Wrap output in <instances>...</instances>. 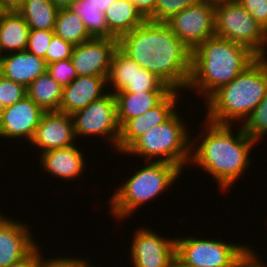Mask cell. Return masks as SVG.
<instances>
[{"label":"cell","instance_id":"obj_1","mask_svg":"<svg viewBox=\"0 0 267 267\" xmlns=\"http://www.w3.org/2000/svg\"><path fill=\"white\" fill-rule=\"evenodd\" d=\"M118 48L171 89L185 92L191 73V51L166 23L146 20L120 37Z\"/></svg>","mask_w":267,"mask_h":267},{"label":"cell","instance_id":"obj_2","mask_svg":"<svg viewBox=\"0 0 267 267\" xmlns=\"http://www.w3.org/2000/svg\"><path fill=\"white\" fill-rule=\"evenodd\" d=\"M203 124L200 125L204 126L201 133L198 131V136L191 138L189 165L209 173L224 193L245 176L244 172L253 162L250 151L257 142L244 132L242 126L234 133L235 125L214 124L206 119Z\"/></svg>","mask_w":267,"mask_h":267},{"label":"cell","instance_id":"obj_3","mask_svg":"<svg viewBox=\"0 0 267 267\" xmlns=\"http://www.w3.org/2000/svg\"><path fill=\"white\" fill-rule=\"evenodd\" d=\"M257 56L247 47L217 35L191 51V73L185 91L193 90L206 101L233 81Z\"/></svg>","mask_w":267,"mask_h":267},{"label":"cell","instance_id":"obj_4","mask_svg":"<svg viewBox=\"0 0 267 267\" xmlns=\"http://www.w3.org/2000/svg\"><path fill=\"white\" fill-rule=\"evenodd\" d=\"M266 93L267 62L257 57L233 81L219 88L205 101V118L214 124L241 125Z\"/></svg>","mask_w":267,"mask_h":267},{"label":"cell","instance_id":"obj_5","mask_svg":"<svg viewBox=\"0 0 267 267\" xmlns=\"http://www.w3.org/2000/svg\"><path fill=\"white\" fill-rule=\"evenodd\" d=\"M131 177L126 178L109 199L110 214L115 221H124L138 208L169 191L183 172L178 166L160 161H145ZM142 206V207H141Z\"/></svg>","mask_w":267,"mask_h":267},{"label":"cell","instance_id":"obj_6","mask_svg":"<svg viewBox=\"0 0 267 267\" xmlns=\"http://www.w3.org/2000/svg\"><path fill=\"white\" fill-rule=\"evenodd\" d=\"M179 112L176 111L163 124L150 128L123 154L145 157L144 161L174 164L184 171L190 162L192 136L189 134L193 135V132L189 133V122H184Z\"/></svg>","mask_w":267,"mask_h":267},{"label":"cell","instance_id":"obj_7","mask_svg":"<svg viewBox=\"0 0 267 267\" xmlns=\"http://www.w3.org/2000/svg\"><path fill=\"white\" fill-rule=\"evenodd\" d=\"M215 35L247 47L257 57L267 47V32L237 0H216Z\"/></svg>","mask_w":267,"mask_h":267},{"label":"cell","instance_id":"obj_8","mask_svg":"<svg viewBox=\"0 0 267 267\" xmlns=\"http://www.w3.org/2000/svg\"><path fill=\"white\" fill-rule=\"evenodd\" d=\"M196 237H176V254L184 262L196 267H233L236 260L249 247L244 243H227L220 238L215 240L210 237Z\"/></svg>","mask_w":267,"mask_h":267},{"label":"cell","instance_id":"obj_9","mask_svg":"<svg viewBox=\"0 0 267 267\" xmlns=\"http://www.w3.org/2000/svg\"><path fill=\"white\" fill-rule=\"evenodd\" d=\"M71 117L76 139L91 136H101L104 139L106 137L105 140L109 142L111 149L117 153L120 126L117 119L116 98L113 93L108 92L84 109L73 113Z\"/></svg>","mask_w":267,"mask_h":267},{"label":"cell","instance_id":"obj_10","mask_svg":"<svg viewBox=\"0 0 267 267\" xmlns=\"http://www.w3.org/2000/svg\"><path fill=\"white\" fill-rule=\"evenodd\" d=\"M215 0H202L175 14L166 24L190 51L215 35Z\"/></svg>","mask_w":267,"mask_h":267},{"label":"cell","instance_id":"obj_11","mask_svg":"<svg viewBox=\"0 0 267 267\" xmlns=\"http://www.w3.org/2000/svg\"><path fill=\"white\" fill-rule=\"evenodd\" d=\"M135 229L130 248L133 267H171L176 255V237H165L149 227Z\"/></svg>","mask_w":267,"mask_h":267},{"label":"cell","instance_id":"obj_12","mask_svg":"<svg viewBox=\"0 0 267 267\" xmlns=\"http://www.w3.org/2000/svg\"><path fill=\"white\" fill-rule=\"evenodd\" d=\"M117 38H92L73 47L71 61L77 76L108 77Z\"/></svg>","mask_w":267,"mask_h":267},{"label":"cell","instance_id":"obj_13","mask_svg":"<svg viewBox=\"0 0 267 267\" xmlns=\"http://www.w3.org/2000/svg\"><path fill=\"white\" fill-rule=\"evenodd\" d=\"M181 94L182 91L172 90L157 106L138 117L128 120L120 128V136L117 145L118 154L123 155L140 136L146 133L150 128L163 124L179 110L178 99H180L179 96H181Z\"/></svg>","mask_w":267,"mask_h":267},{"label":"cell","instance_id":"obj_14","mask_svg":"<svg viewBox=\"0 0 267 267\" xmlns=\"http://www.w3.org/2000/svg\"><path fill=\"white\" fill-rule=\"evenodd\" d=\"M45 111L28 96L4 109L0 120V139H24L31 142Z\"/></svg>","mask_w":267,"mask_h":267},{"label":"cell","instance_id":"obj_15","mask_svg":"<svg viewBox=\"0 0 267 267\" xmlns=\"http://www.w3.org/2000/svg\"><path fill=\"white\" fill-rule=\"evenodd\" d=\"M73 120L71 115L59 111L45 112L36 128L35 134L28 144L38 147L42 154L76 144Z\"/></svg>","mask_w":267,"mask_h":267},{"label":"cell","instance_id":"obj_16","mask_svg":"<svg viewBox=\"0 0 267 267\" xmlns=\"http://www.w3.org/2000/svg\"><path fill=\"white\" fill-rule=\"evenodd\" d=\"M34 236L27 223L4 215L0 219V267H10L27 256L38 245Z\"/></svg>","mask_w":267,"mask_h":267},{"label":"cell","instance_id":"obj_17","mask_svg":"<svg viewBox=\"0 0 267 267\" xmlns=\"http://www.w3.org/2000/svg\"><path fill=\"white\" fill-rule=\"evenodd\" d=\"M105 90V91H104ZM107 91V92H106ZM108 93L107 78L103 76H77L63 87L59 112L72 115Z\"/></svg>","mask_w":267,"mask_h":267},{"label":"cell","instance_id":"obj_18","mask_svg":"<svg viewBox=\"0 0 267 267\" xmlns=\"http://www.w3.org/2000/svg\"><path fill=\"white\" fill-rule=\"evenodd\" d=\"M77 144L39 154L40 166L51 176L64 181L77 180L85 172L86 156Z\"/></svg>","mask_w":267,"mask_h":267},{"label":"cell","instance_id":"obj_19","mask_svg":"<svg viewBox=\"0 0 267 267\" xmlns=\"http://www.w3.org/2000/svg\"><path fill=\"white\" fill-rule=\"evenodd\" d=\"M47 63L28 51L4 54L0 62V74L24 85L26 88L47 71Z\"/></svg>","mask_w":267,"mask_h":267},{"label":"cell","instance_id":"obj_20","mask_svg":"<svg viewBox=\"0 0 267 267\" xmlns=\"http://www.w3.org/2000/svg\"><path fill=\"white\" fill-rule=\"evenodd\" d=\"M171 91H146L139 93H115L117 119L120 128L130 119L157 106Z\"/></svg>","mask_w":267,"mask_h":267},{"label":"cell","instance_id":"obj_21","mask_svg":"<svg viewBox=\"0 0 267 267\" xmlns=\"http://www.w3.org/2000/svg\"><path fill=\"white\" fill-rule=\"evenodd\" d=\"M110 38L119 39L147 19L131 0H116L104 12Z\"/></svg>","mask_w":267,"mask_h":267},{"label":"cell","instance_id":"obj_22","mask_svg":"<svg viewBox=\"0 0 267 267\" xmlns=\"http://www.w3.org/2000/svg\"><path fill=\"white\" fill-rule=\"evenodd\" d=\"M30 30L17 11H0V47L3 54L25 51Z\"/></svg>","mask_w":267,"mask_h":267},{"label":"cell","instance_id":"obj_23","mask_svg":"<svg viewBox=\"0 0 267 267\" xmlns=\"http://www.w3.org/2000/svg\"><path fill=\"white\" fill-rule=\"evenodd\" d=\"M63 87L46 71L27 87V96L45 112L58 111Z\"/></svg>","mask_w":267,"mask_h":267},{"label":"cell","instance_id":"obj_24","mask_svg":"<svg viewBox=\"0 0 267 267\" xmlns=\"http://www.w3.org/2000/svg\"><path fill=\"white\" fill-rule=\"evenodd\" d=\"M58 11L50 0H25L17 10L31 30H54Z\"/></svg>","mask_w":267,"mask_h":267},{"label":"cell","instance_id":"obj_25","mask_svg":"<svg viewBox=\"0 0 267 267\" xmlns=\"http://www.w3.org/2000/svg\"><path fill=\"white\" fill-rule=\"evenodd\" d=\"M54 34L64 41L77 46L92 39L81 17L74 14L70 8L59 9Z\"/></svg>","mask_w":267,"mask_h":267},{"label":"cell","instance_id":"obj_26","mask_svg":"<svg viewBox=\"0 0 267 267\" xmlns=\"http://www.w3.org/2000/svg\"><path fill=\"white\" fill-rule=\"evenodd\" d=\"M133 76V59L129 58L119 48L112 54L107 86L110 93L122 91L130 84ZM113 87V88H112Z\"/></svg>","mask_w":267,"mask_h":267},{"label":"cell","instance_id":"obj_27","mask_svg":"<svg viewBox=\"0 0 267 267\" xmlns=\"http://www.w3.org/2000/svg\"><path fill=\"white\" fill-rule=\"evenodd\" d=\"M70 9L81 17L92 38H110L105 15L98 8L93 5H83V0H76Z\"/></svg>","mask_w":267,"mask_h":267},{"label":"cell","instance_id":"obj_28","mask_svg":"<svg viewBox=\"0 0 267 267\" xmlns=\"http://www.w3.org/2000/svg\"><path fill=\"white\" fill-rule=\"evenodd\" d=\"M155 73L143 69L133 60V76L130 84L117 93H139L146 91H172Z\"/></svg>","mask_w":267,"mask_h":267},{"label":"cell","instance_id":"obj_29","mask_svg":"<svg viewBox=\"0 0 267 267\" xmlns=\"http://www.w3.org/2000/svg\"><path fill=\"white\" fill-rule=\"evenodd\" d=\"M241 126L244 132L257 143L264 139L263 136L267 135V93Z\"/></svg>","mask_w":267,"mask_h":267},{"label":"cell","instance_id":"obj_30","mask_svg":"<svg viewBox=\"0 0 267 267\" xmlns=\"http://www.w3.org/2000/svg\"><path fill=\"white\" fill-rule=\"evenodd\" d=\"M202 0H157L155 11L147 18V20L156 23H166L175 14L183 9L196 5Z\"/></svg>","mask_w":267,"mask_h":267},{"label":"cell","instance_id":"obj_31","mask_svg":"<svg viewBox=\"0 0 267 267\" xmlns=\"http://www.w3.org/2000/svg\"><path fill=\"white\" fill-rule=\"evenodd\" d=\"M27 96V88L0 74V102L6 107L14 105Z\"/></svg>","mask_w":267,"mask_h":267},{"label":"cell","instance_id":"obj_32","mask_svg":"<svg viewBox=\"0 0 267 267\" xmlns=\"http://www.w3.org/2000/svg\"><path fill=\"white\" fill-rule=\"evenodd\" d=\"M54 30H30L26 51L45 60Z\"/></svg>","mask_w":267,"mask_h":267},{"label":"cell","instance_id":"obj_33","mask_svg":"<svg viewBox=\"0 0 267 267\" xmlns=\"http://www.w3.org/2000/svg\"><path fill=\"white\" fill-rule=\"evenodd\" d=\"M47 72L50 74L51 78L62 87L68 86L77 77V73L71 59L48 64Z\"/></svg>","mask_w":267,"mask_h":267},{"label":"cell","instance_id":"obj_34","mask_svg":"<svg viewBox=\"0 0 267 267\" xmlns=\"http://www.w3.org/2000/svg\"><path fill=\"white\" fill-rule=\"evenodd\" d=\"M73 47L71 43L64 41L54 34L45 56L47 65L53 62L70 59Z\"/></svg>","mask_w":267,"mask_h":267},{"label":"cell","instance_id":"obj_35","mask_svg":"<svg viewBox=\"0 0 267 267\" xmlns=\"http://www.w3.org/2000/svg\"><path fill=\"white\" fill-rule=\"evenodd\" d=\"M267 32V0H237Z\"/></svg>","mask_w":267,"mask_h":267},{"label":"cell","instance_id":"obj_36","mask_svg":"<svg viewBox=\"0 0 267 267\" xmlns=\"http://www.w3.org/2000/svg\"><path fill=\"white\" fill-rule=\"evenodd\" d=\"M257 254L252 247H248L245 252L236 260L233 267H267L265 262H262V257ZM261 258V259H260ZM265 263V264H264Z\"/></svg>","mask_w":267,"mask_h":267},{"label":"cell","instance_id":"obj_37","mask_svg":"<svg viewBox=\"0 0 267 267\" xmlns=\"http://www.w3.org/2000/svg\"><path fill=\"white\" fill-rule=\"evenodd\" d=\"M41 255V265L40 267H77V257H68L66 256H54L53 259L47 257V259Z\"/></svg>","mask_w":267,"mask_h":267},{"label":"cell","instance_id":"obj_38","mask_svg":"<svg viewBox=\"0 0 267 267\" xmlns=\"http://www.w3.org/2000/svg\"><path fill=\"white\" fill-rule=\"evenodd\" d=\"M40 243L23 259L13 263L10 267H40L41 255L43 247L39 246Z\"/></svg>","mask_w":267,"mask_h":267},{"label":"cell","instance_id":"obj_39","mask_svg":"<svg viewBox=\"0 0 267 267\" xmlns=\"http://www.w3.org/2000/svg\"><path fill=\"white\" fill-rule=\"evenodd\" d=\"M141 14L147 19L154 11L157 0H131Z\"/></svg>","mask_w":267,"mask_h":267},{"label":"cell","instance_id":"obj_40","mask_svg":"<svg viewBox=\"0 0 267 267\" xmlns=\"http://www.w3.org/2000/svg\"><path fill=\"white\" fill-rule=\"evenodd\" d=\"M114 1L116 0H83V5H93L104 13Z\"/></svg>","mask_w":267,"mask_h":267},{"label":"cell","instance_id":"obj_41","mask_svg":"<svg viewBox=\"0 0 267 267\" xmlns=\"http://www.w3.org/2000/svg\"><path fill=\"white\" fill-rule=\"evenodd\" d=\"M25 0H2V11H17Z\"/></svg>","mask_w":267,"mask_h":267},{"label":"cell","instance_id":"obj_42","mask_svg":"<svg viewBox=\"0 0 267 267\" xmlns=\"http://www.w3.org/2000/svg\"><path fill=\"white\" fill-rule=\"evenodd\" d=\"M56 8L63 9V8H70L76 0H50Z\"/></svg>","mask_w":267,"mask_h":267},{"label":"cell","instance_id":"obj_43","mask_svg":"<svg viewBox=\"0 0 267 267\" xmlns=\"http://www.w3.org/2000/svg\"><path fill=\"white\" fill-rule=\"evenodd\" d=\"M171 267H196L194 265L184 262L177 254L174 256Z\"/></svg>","mask_w":267,"mask_h":267},{"label":"cell","instance_id":"obj_44","mask_svg":"<svg viewBox=\"0 0 267 267\" xmlns=\"http://www.w3.org/2000/svg\"><path fill=\"white\" fill-rule=\"evenodd\" d=\"M77 267H97V266H94L92 263H90L88 258L84 259L82 257L81 258L77 257Z\"/></svg>","mask_w":267,"mask_h":267},{"label":"cell","instance_id":"obj_45","mask_svg":"<svg viewBox=\"0 0 267 267\" xmlns=\"http://www.w3.org/2000/svg\"><path fill=\"white\" fill-rule=\"evenodd\" d=\"M5 106L0 102V120L2 118V115L4 113Z\"/></svg>","mask_w":267,"mask_h":267},{"label":"cell","instance_id":"obj_46","mask_svg":"<svg viewBox=\"0 0 267 267\" xmlns=\"http://www.w3.org/2000/svg\"><path fill=\"white\" fill-rule=\"evenodd\" d=\"M3 52H2V49H1V47H0V62H1V59H2V57H3Z\"/></svg>","mask_w":267,"mask_h":267},{"label":"cell","instance_id":"obj_47","mask_svg":"<svg viewBox=\"0 0 267 267\" xmlns=\"http://www.w3.org/2000/svg\"><path fill=\"white\" fill-rule=\"evenodd\" d=\"M262 58L267 62V55H263Z\"/></svg>","mask_w":267,"mask_h":267},{"label":"cell","instance_id":"obj_48","mask_svg":"<svg viewBox=\"0 0 267 267\" xmlns=\"http://www.w3.org/2000/svg\"><path fill=\"white\" fill-rule=\"evenodd\" d=\"M0 11H2V0H0Z\"/></svg>","mask_w":267,"mask_h":267},{"label":"cell","instance_id":"obj_49","mask_svg":"<svg viewBox=\"0 0 267 267\" xmlns=\"http://www.w3.org/2000/svg\"><path fill=\"white\" fill-rule=\"evenodd\" d=\"M3 216H4V214H3V213H2V214L0 213V219H1Z\"/></svg>","mask_w":267,"mask_h":267}]
</instances>
